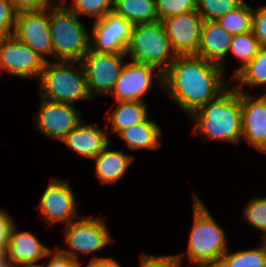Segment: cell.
I'll return each instance as SVG.
<instances>
[{"label":"cell","instance_id":"cell-8","mask_svg":"<svg viewBox=\"0 0 266 267\" xmlns=\"http://www.w3.org/2000/svg\"><path fill=\"white\" fill-rule=\"evenodd\" d=\"M126 53L96 52L89 48V51L81 59L87 89L91 98L98 95L109 96L113 90L120 72L125 64Z\"/></svg>","mask_w":266,"mask_h":267},{"label":"cell","instance_id":"cell-27","mask_svg":"<svg viewBox=\"0 0 266 267\" xmlns=\"http://www.w3.org/2000/svg\"><path fill=\"white\" fill-rule=\"evenodd\" d=\"M261 48L253 31L233 35L229 52L242 64L236 68L231 76L232 79L243 67H245L258 53Z\"/></svg>","mask_w":266,"mask_h":267},{"label":"cell","instance_id":"cell-1","mask_svg":"<svg viewBox=\"0 0 266 267\" xmlns=\"http://www.w3.org/2000/svg\"><path fill=\"white\" fill-rule=\"evenodd\" d=\"M220 65L196 55H177L163 73V91L190 116L228 87Z\"/></svg>","mask_w":266,"mask_h":267},{"label":"cell","instance_id":"cell-24","mask_svg":"<svg viewBox=\"0 0 266 267\" xmlns=\"http://www.w3.org/2000/svg\"><path fill=\"white\" fill-rule=\"evenodd\" d=\"M239 84L235 85L237 91L246 92L244 85L261 87L266 85V47H261L257 55L243 67L232 79ZM266 93V91H265Z\"/></svg>","mask_w":266,"mask_h":267},{"label":"cell","instance_id":"cell-35","mask_svg":"<svg viewBox=\"0 0 266 267\" xmlns=\"http://www.w3.org/2000/svg\"><path fill=\"white\" fill-rule=\"evenodd\" d=\"M47 256L50 257V262L46 267H82V262L61 253L57 248L50 250ZM40 267H45V263L40 264Z\"/></svg>","mask_w":266,"mask_h":267},{"label":"cell","instance_id":"cell-33","mask_svg":"<svg viewBox=\"0 0 266 267\" xmlns=\"http://www.w3.org/2000/svg\"><path fill=\"white\" fill-rule=\"evenodd\" d=\"M16 14L7 0H0V37L13 35Z\"/></svg>","mask_w":266,"mask_h":267},{"label":"cell","instance_id":"cell-34","mask_svg":"<svg viewBox=\"0 0 266 267\" xmlns=\"http://www.w3.org/2000/svg\"><path fill=\"white\" fill-rule=\"evenodd\" d=\"M252 31L261 47H266V5L254 8Z\"/></svg>","mask_w":266,"mask_h":267},{"label":"cell","instance_id":"cell-15","mask_svg":"<svg viewBox=\"0 0 266 267\" xmlns=\"http://www.w3.org/2000/svg\"><path fill=\"white\" fill-rule=\"evenodd\" d=\"M161 22L176 55H196L203 24L197 11L177 14Z\"/></svg>","mask_w":266,"mask_h":267},{"label":"cell","instance_id":"cell-17","mask_svg":"<svg viewBox=\"0 0 266 267\" xmlns=\"http://www.w3.org/2000/svg\"><path fill=\"white\" fill-rule=\"evenodd\" d=\"M6 252L9 262L13 267L40 266L37 264L42 258L48 257L51 250L42 244L36 235L29 231H18L17 226L11 228Z\"/></svg>","mask_w":266,"mask_h":267},{"label":"cell","instance_id":"cell-20","mask_svg":"<svg viewBox=\"0 0 266 267\" xmlns=\"http://www.w3.org/2000/svg\"><path fill=\"white\" fill-rule=\"evenodd\" d=\"M95 176L100 185H114L127 172L135 157L122 150L109 149V145L100 152L94 159Z\"/></svg>","mask_w":266,"mask_h":267},{"label":"cell","instance_id":"cell-40","mask_svg":"<svg viewBox=\"0 0 266 267\" xmlns=\"http://www.w3.org/2000/svg\"><path fill=\"white\" fill-rule=\"evenodd\" d=\"M67 0H58V2L54 1V0H48L50 5H66Z\"/></svg>","mask_w":266,"mask_h":267},{"label":"cell","instance_id":"cell-7","mask_svg":"<svg viewBox=\"0 0 266 267\" xmlns=\"http://www.w3.org/2000/svg\"><path fill=\"white\" fill-rule=\"evenodd\" d=\"M107 228L100 217L77 218L62 229L65 246L68 248H56L61 253L81 262L79 254L95 253L114 242Z\"/></svg>","mask_w":266,"mask_h":267},{"label":"cell","instance_id":"cell-11","mask_svg":"<svg viewBox=\"0 0 266 267\" xmlns=\"http://www.w3.org/2000/svg\"><path fill=\"white\" fill-rule=\"evenodd\" d=\"M73 189L67 180L52 179L45 189L38 204L39 216H41L47 226L57 223L66 225L77 217V201Z\"/></svg>","mask_w":266,"mask_h":267},{"label":"cell","instance_id":"cell-23","mask_svg":"<svg viewBox=\"0 0 266 267\" xmlns=\"http://www.w3.org/2000/svg\"><path fill=\"white\" fill-rule=\"evenodd\" d=\"M113 11L132 25L159 21L155 0H114Z\"/></svg>","mask_w":266,"mask_h":267},{"label":"cell","instance_id":"cell-38","mask_svg":"<svg viewBox=\"0 0 266 267\" xmlns=\"http://www.w3.org/2000/svg\"><path fill=\"white\" fill-rule=\"evenodd\" d=\"M85 267H122L120 263L112 257H93Z\"/></svg>","mask_w":266,"mask_h":267},{"label":"cell","instance_id":"cell-32","mask_svg":"<svg viewBox=\"0 0 266 267\" xmlns=\"http://www.w3.org/2000/svg\"><path fill=\"white\" fill-rule=\"evenodd\" d=\"M183 257H185L184 253L160 256L144 253L139 258V267H183L181 266L184 260Z\"/></svg>","mask_w":266,"mask_h":267},{"label":"cell","instance_id":"cell-19","mask_svg":"<svg viewBox=\"0 0 266 267\" xmlns=\"http://www.w3.org/2000/svg\"><path fill=\"white\" fill-rule=\"evenodd\" d=\"M232 37L233 35L224 30L216 21H203L196 56L220 65L225 73L224 59L229 53Z\"/></svg>","mask_w":266,"mask_h":267},{"label":"cell","instance_id":"cell-16","mask_svg":"<svg viewBox=\"0 0 266 267\" xmlns=\"http://www.w3.org/2000/svg\"><path fill=\"white\" fill-rule=\"evenodd\" d=\"M242 138L260 152L266 151V93L260 97L240 91Z\"/></svg>","mask_w":266,"mask_h":267},{"label":"cell","instance_id":"cell-22","mask_svg":"<svg viewBox=\"0 0 266 267\" xmlns=\"http://www.w3.org/2000/svg\"><path fill=\"white\" fill-rule=\"evenodd\" d=\"M145 101H119L112 113L106 114V121L111 123L109 133H118L132 125L143 122L148 117ZM111 130V132H109Z\"/></svg>","mask_w":266,"mask_h":267},{"label":"cell","instance_id":"cell-31","mask_svg":"<svg viewBox=\"0 0 266 267\" xmlns=\"http://www.w3.org/2000/svg\"><path fill=\"white\" fill-rule=\"evenodd\" d=\"M197 0H155L159 21L177 14L196 11Z\"/></svg>","mask_w":266,"mask_h":267},{"label":"cell","instance_id":"cell-9","mask_svg":"<svg viewBox=\"0 0 266 267\" xmlns=\"http://www.w3.org/2000/svg\"><path fill=\"white\" fill-rule=\"evenodd\" d=\"M13 36L45 61H48L46 56L53 58V46L49 31V7L18 12L15 18Z\"/></svg>","mask_w":266,"mask_h":267},{"label":"cell","instance_id":"cell-26","mask_svg":"<svg viewBox=\"0 0 266 267\" xmlns=\"http://www.w3.org/2000/svg\"><path fill=\"white\" fill-rule=\"evenodd\" d=\"M254 8L243 2L235 10L220 17L216 22L232 35L252 31Z\"/></svg>","mask_w":266,"mask_h":267},{"label":"cell","instance_id":"cell-12","mask_svg":"<svg viewBox=\"0 0 266 267\" xmlns=\"http://www.w3.org/2000/svg\"><path fill=\"white\" fill-rule=\"evenodd\" d=\"M133 25L114 11L95 20L90 31V49L96 52L126 53Z\"/></svg>","mask_w":266,"mask_h":267},{"label":"cell","instance_id":"cell-29","mask_svg":"<svg viewBox=\"0 0 266 267\" xmlns=\"http://www.w3.org/2000/svg\"><path fill=\"white\" fill-rule=\"evenodd\" d=\"M67 7L79 18L82 15L95 20L102 19L107 13L113 11L114 0H73Z\"/></svg>","mask_w":266,"mask_h":267},{"label":"cell","instance_id":"cell-28","mask_svg":"<svg viewBox=\"0 0 266 267\" xmlns=\"http://www.w3.org/2000/svg\"><path fill=\"white\" fill-rule=\"evenodd\" d=\"M243 2L244 0H197L196 11L203 21H217Z\"/></svg>","mask_w":266,"mask_h":267},{"label":"cell","instance_id":"cell-2","mask_svg":"<svg viewBox=\"0 0 266 267\" xmlns=\"http://www.w3.org/2000/svg\"><path fill=\"white\" fill-rule=\"evenodd\" d=\"M189 118L195 122L192 131L195 136L201 134L204 140L238 144L242 138L240 91L228 87Z\"/></svg>","mask_w":266,"mask_h":267},{"label":"cell","instance_id":"cell-25","mask_svg":"<svg viewBox=\"0 0 266 267\" xmlns=\"http://www.w3.org/2000/svg\"><path fill=\"white\" fill-rule=\"evenodd\" d=\"M215 267H266V240L255 249L236 252L228 249Z\"/></svg>","mask_w":266,"mask_h":267},{"label":"cell","instance_id":"cell-4","mask_svg":"<svg viewBox=\"0 0 266 267\" xmlns=\"http://www.w3.org/2000/svg\"><path fill=\"white\" fill-rule=\"evenodd\" d=\"M38 83L40 98L48 101L74 105L92 100L80 61H46Z\"/></svg>","mask_w":266,"mask_h":267},{"label":"cell","instance_id":"cell-13","mask_svg":"<svg viewBox=\"0 0 266 267\" xmlns=\"http://www.w3.org/2000/svg\"><path fill=\"white\" fill-rule=\"evenodd\" d=\"M0 61L7 73L20 78L33 77L37 81L46 62L13 35L0 37Z\"/></svg>","mask_w":266,"mask_h":267},{"label":"cell","instance_id":"cell-21","mask_svg":"<svg viewBox=\"0 0 266 267\" xmlns=\"http://www.w3.org/2000/svg\"><path fill=\"white\" fill-rule=\"evenodd\" d=\"M153 120L154 118L147 117L143 122L132 125L118 132L117 135L125 142L129 150L154 151L159 149L163 145L160 139L163 133L160 126Z\"/></svg>","mask_w":266,"mask_h":267},{"label":"cell","instance_id":"cell-30","mask_svg":"<svg viewBox=\"0 0 266 267\" xmlns=\"http://www.w3.org/2000/svg\"><path fill=\"white\" fill-rule=\"evenodd\" d=\"M243 217L251 227L262 231L263 240H266V196L249 200L244 207Z\"/></svg>","mask_w":266,"mask_h":267},{"label":"cell","instance_id":"cell-36","mask_svg":"<svg viewBox=\"0 0 266 267\" xmlns=\"http://www.w3.org/2000/svg\"><path fill=\"white\" fill-rule=\"evenodd\" d=\"M14 10L21 11L40 10L50 6L48 0H7Z\"/></svg>","mask_w":266,"mask_h":267},{"label":"cell","instance_id":"cell-41","mask_svg":"<svg viewBox=\"0 0 266 267\" xmlns=\"http://www.w3.org/2000/svg\"><path fill=\"white\" fill-rule=\"evenodd\" d=\"M0 70H1V71H2V70L4 71L1 61H0Z\"/></svg>","mask_w":266,"mask_h":267},{"label":"cell","instance_id":"cell-37","mask_svg":"<svg viewBox=\"0 0 266 267\" xmlns=\"http://www.w3.org/2000/svg\"><path fill=\"white\" fill-rule=\"evenodd\" d=\"M14 220L12 217L0 208V243L6 245L9 240V234Z\"/></svg>","mask_w":266,"mask_h":267},{"label":"cell","instance_id":"cell-6","mask_svg":"<svg viewBox=\"0 0 266 267\" xmlns=\"http://www.w3.org/2000/svg\"><path fill=\"white\" fill-rule=\"evenodd\" d=\"M126 55L131 61L151 65L162 74L177 57L161 21L133 25Z\"/></svg>","mask_w":266,"mask_h":267},{"label":"cell","instance_id":"cell-10","mask_svg":"<svg viewBox=\"0 0 266 267\" xmlns=\"http://www.w3.org/2000/svg\"><path fill=\"white\" fill-rule=\"evenodd\" d=\"M157 70V73L153 74ZM156 78L163 87V74L151 65L130 61L123 65L119 78L117 79L110 95L119 101H143L150 91Z\"/></svg>","mask_w":266,"mask_h":267},{"label":"cell","instance_id":"cell-3","mask_svg":"<svg viewBox=\"0 0 266 267\" xmlns=\"http://www.w3.org/2000/svg\"><path fill=\"white\" fill-rule=\"evenodd\" d=\"M193 193V226L185 258L193 267H215L222 255L230 249L226 232L198 195Z\"/></svg>","mask_w":266,"mask_h":267},{"label":"cell","instance_id":"cell-14","mask_svg":"<svg viewBox=\"0 0 266 267\" xmlns=\"http://www.w3.org/2000/svg\"><path fill=\"white\" fill-rule=\"evenodd\" d=\"M39 112L34 115L36 129L44 136L62 140L83 119L74 105L57 103L41 98Z\"/></svg>","mask_w":266,"mask_h":267},{"label":"cell","instance_id":"cell-5","mask_svg":"<svg viewBox=\"0 0 266 267\" xmlns=\"http://www.w3.org/2000/svg\"><path fill=\"white\" fill-rule=\"evenodd\" d=\"M85 26L67 5L49 6L52 60L81 61L90 48V33Z\"/></svg>","mask_w":266,"mask_h":267},{"label":"cell","instance_id":"cell-42","mask_svg":"<svg viewBox=\"0 0 266 267\" xmlns=\"http://www.w3.org/2000/svg\"><path fill=\"white\" fill-rule=\"evenodd\" d=\"M17 267H21V266H17ZM23 267H40V266H23Z\"/></svg>","mask_w":266,"mask_h":267},{"label":"cell","instance_id":"cell-18","mask_svg":"<svg viewBox=\"0 0 266 267\" xmlns=\"http://www.w3.org/2000/svg\"><path fill=\"white\" fill-rule=\"evenodd\" d=\"M84 122L82 120L61 142L72 152L92 160L110 145V137L103 127L99 128L95 124Z\"/></svg>","mask_w":266,"mask_h":267},{"label":"cell","instance_id":"cell-39","mask_svg":"<svg viewBox=\"0 0 266 267\" xmlns=\"http://www.w3.org/2000/svg\"><path fill=\"white\" fill-rule=\"evenodd\" d=\"M0 267H13L8 260L6 246L0 244Z\"/></svg>","mask_w":266,"mask_h":267}]
</instances>
